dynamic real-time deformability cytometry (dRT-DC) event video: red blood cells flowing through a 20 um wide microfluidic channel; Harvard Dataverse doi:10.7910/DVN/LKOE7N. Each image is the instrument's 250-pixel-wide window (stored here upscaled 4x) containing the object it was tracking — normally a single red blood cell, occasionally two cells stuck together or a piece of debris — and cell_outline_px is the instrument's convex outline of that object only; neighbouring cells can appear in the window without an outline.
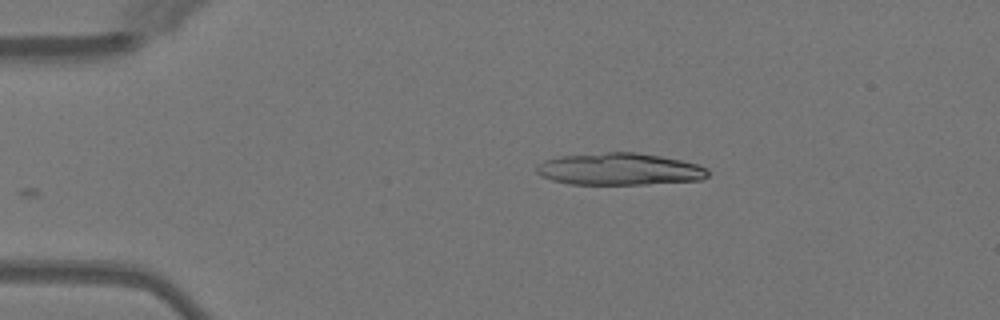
{"species": "Egyptian fruit bat (a non-hibernating species)", "species_latin": "Rousettus aegyptiacus", "temperature_condition": "warm", "stored_images_in_passage": 9, "camera_frame_rate_fps": 3000, "um_per_image_px": 0.085, "animal": {"sex": "female"}, "frame": {"image": 1, "passage_image": 1, "time_ms": 0.0, "image_size_px": [1000, 320], "cell_outline_px": [[708, 176], [700, 180], [648, 184], [568, 184], [552, 180], [540, 176], [536, 172], [536, 164], [544, 160], [560, 156], [604, 152], [636, 152], [660, 156], [700, 164], [708, 168]], "centroid_in_image_um": [52.64, 14.37], "position_along_channel_um": 32.4, "area_um2": 32.25}}